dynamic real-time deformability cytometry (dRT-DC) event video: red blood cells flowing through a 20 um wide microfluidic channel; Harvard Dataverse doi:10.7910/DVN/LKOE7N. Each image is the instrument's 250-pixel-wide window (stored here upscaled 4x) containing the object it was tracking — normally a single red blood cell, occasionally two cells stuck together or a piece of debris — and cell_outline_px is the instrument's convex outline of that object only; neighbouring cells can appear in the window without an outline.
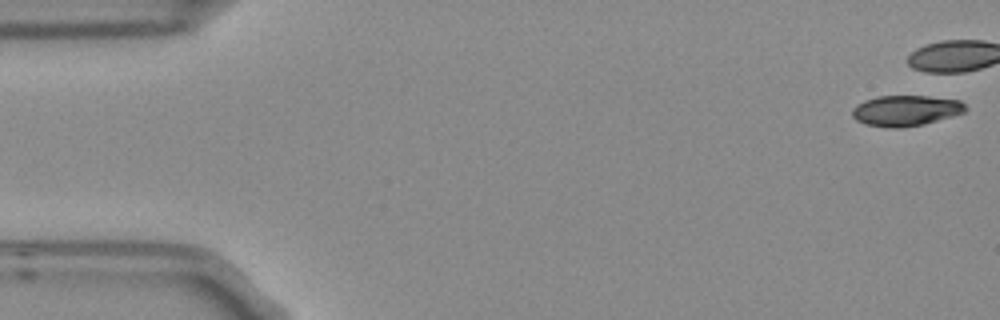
{"species": "Egyptian fruit bat (a non-hibernating species)", "species_latin": "Rousettus aegyptiacus", "temperature_condition": "room temperature", "stored_images_in_passage": 7, "camera_frame_rate_fps": 3000, "um_per_image_px": 0.085, "frame": {"image": 1, "passage_image": 1, "time_ms": 0.0, "image_size_px": [1000, 320], "cell_outline_px": [[968, 108], [964, 112], [952, 116], [924, 124], [900, 128], [888, 128], [864, 124], [856, 120], [852, 116], [852, 108], [856, 104], [864, 100], [876, 96], [928, 96], [960, 100]], "centroid_in_image_um": [76.96, 9.4], "position_along_channel_um": 8.0, "area_um2": 20.4}}
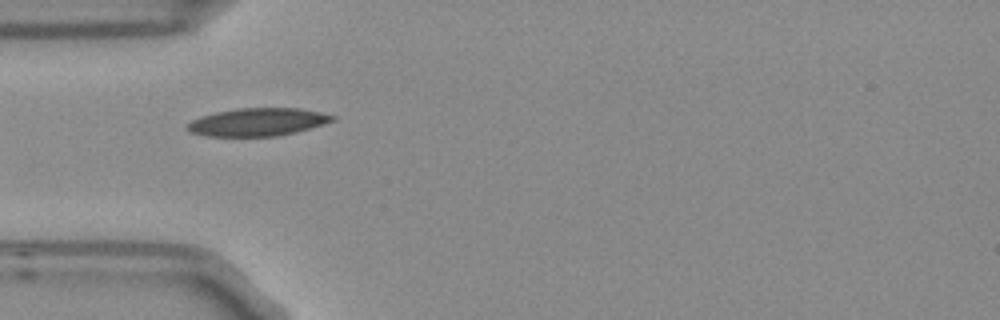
{"frame": {"image": 2, "passage_image": 5, "time_ms": 1.333, "image_size_px": [1000, 320], "cell_outline_px": [[336, 120], [324, 124], [296, 132], [276, 136], [204, 136], [188, 132], [184, 128], [184, 124], [200, 116], [216, 112], [236, 108], [300, 108], [320, 112], [336, 116]], "centroid_in_image_um": [21.85, 10.37], "position_along_channel_um": 63.2, "area_um2": 23.87}}